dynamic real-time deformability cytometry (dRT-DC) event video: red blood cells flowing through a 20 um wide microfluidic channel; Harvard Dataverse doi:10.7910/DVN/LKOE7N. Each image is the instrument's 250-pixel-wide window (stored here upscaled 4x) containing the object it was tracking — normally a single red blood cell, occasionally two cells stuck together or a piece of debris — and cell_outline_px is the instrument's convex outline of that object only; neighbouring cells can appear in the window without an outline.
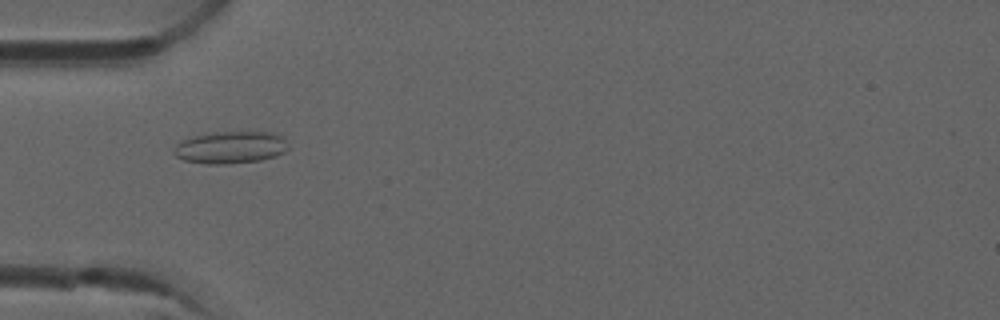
{"species": "common noctule bat (a hibernating species)", "species_latin": "Nyctalus noctula", "temperature_condition": "room temperature", "stored_images_in_passage": 5, "camera_frame_rate_fps": 3000, "um_per_image_px": 0.085, "animal": {"sex": "male", "forearm_length_mm": 52.5}, "frame": {"image": 1, "passage_image": 5, "time_ms": 1.333, "image_size_px": [1000, 320], "cell_outline_px": [[288, 148], [284, 152], [276, 156], [260, 160], [224, 164], [204, 164], [184, 160], [176, 156], [172, 152], [176, 144], [180, 140], [212, 132], [276, 132], [284, 136]], "centroid_in_image_um": [19.6, 12.52], "position_along_channel_um": 65.4, "area_um2": 21.62}}